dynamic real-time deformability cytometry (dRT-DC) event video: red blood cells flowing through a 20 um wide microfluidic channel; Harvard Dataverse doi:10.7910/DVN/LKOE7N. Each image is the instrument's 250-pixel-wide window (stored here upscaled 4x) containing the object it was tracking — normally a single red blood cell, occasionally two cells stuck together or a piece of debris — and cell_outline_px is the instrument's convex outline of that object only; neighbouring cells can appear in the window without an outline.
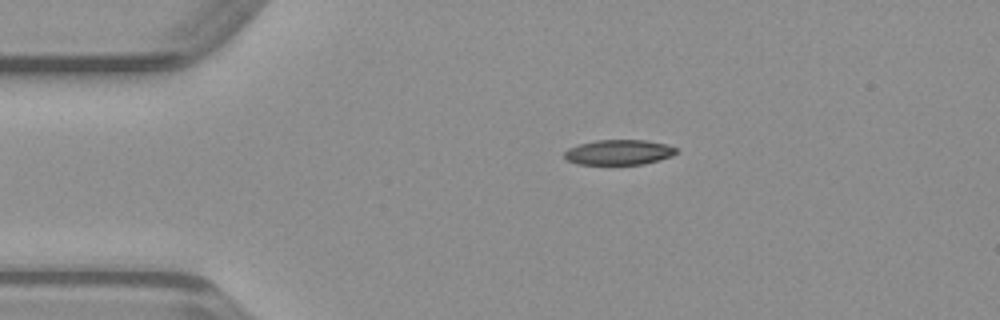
{"species": "common noctule bat (a hibernating species)", "species_latin": "Nyctalus noctula", "temperature_condition": "warm", "stored_images_in_passage": 40, "camera_frame_rate_fps": 3000, "um_per_image_px": 0.085, "animal": {"sex": "male", "body_mass_g": 23.1, "forearm_length_mm": 52.7}, "frame": {"image": 1, "passage_image": 1, "time_ms": 0.0, "image_size_px": [1000, 320], "cell_outline_px": [[676, 152], [672, 156], [660, 160], [644, 164], [576, 164], [568, 160], [564, 156], [564, 152], [568, 148], [580, 144], [596, 140], [648, 140], [668, 144], [676, 148]], "centroid_in_image_um": [52.62, 12.94], "position_along_channel_um": 32.4, "area_um2": 16.42}}
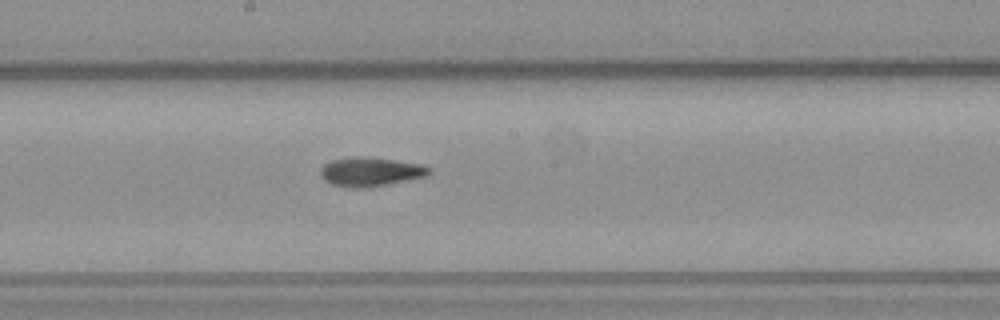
{"frame": {"image": 2, "passage_image": 17, "time_ms": 5.333, "image_size_px": [1000, 320], "cell_outline_px": [[432, 168], [428, 176], [384, 184], [332, 184], [324, 180], [320, 176], [320, 168], [324, 164], [332, 160], [352, 156], [360, 156], [392, 160], [420, 164]], "centroid_in_image_um": [31.51, 14.53], "position_along_channel_um": 216.7, "area_um2": 17.28}}
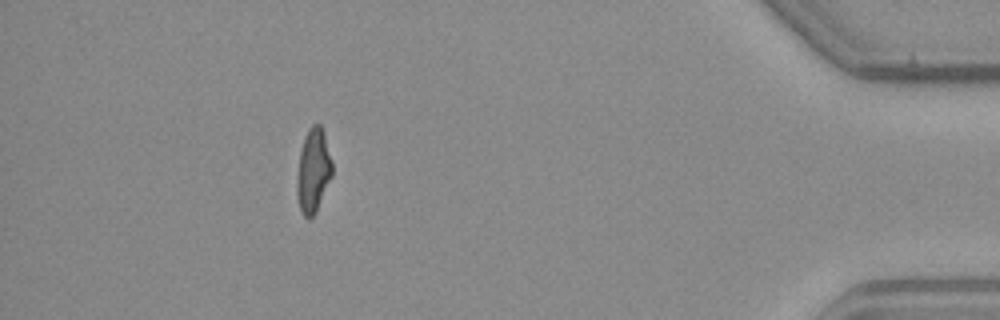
{"frame": {"image": 3, "passage_image": 35, "time_ms": 11.333, "image_size_px": [1000, 320], "cell_outline_px": [[332, 176], [316, 212], [312, 216], [304, 216], [300, 208], [296, 192], [296, 184], [300, 148], [304, 136], [308, 128], [312, 124], [320, 124], [324, 132], [332, 160]], "centroid_in_image_um": [26.62, 14.45], "position_along_channel_um": 408.6, "area_um2": 17.34}}